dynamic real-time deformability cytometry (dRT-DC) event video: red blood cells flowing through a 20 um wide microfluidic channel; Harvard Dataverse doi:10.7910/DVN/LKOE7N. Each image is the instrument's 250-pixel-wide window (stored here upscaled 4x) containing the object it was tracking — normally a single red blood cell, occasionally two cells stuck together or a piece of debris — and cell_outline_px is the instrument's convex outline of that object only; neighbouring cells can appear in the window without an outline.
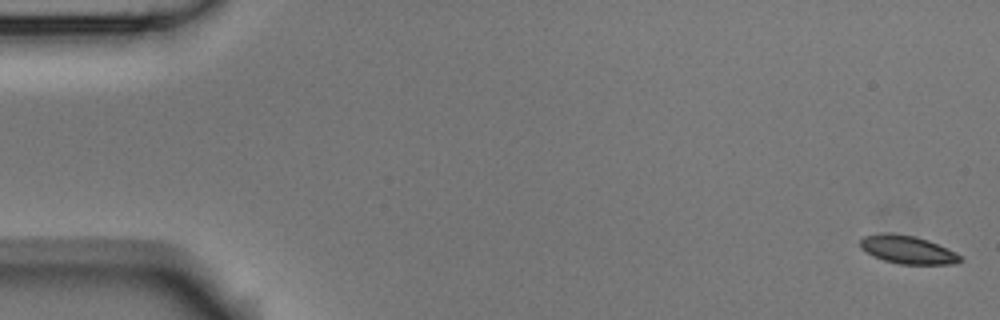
{"species": "Egyptian fruit bat (a non-hibernating species)", "species_latin": "Rousettus aegyptiacus", "temperature_condition": "room temperature", "stored_images_in_passage": 6, "camera_frame_rate_fps": 3000, "um_per_image_px": 0.085, "animal": {"sex": "male"}, "frame": {"image": 1, "passage_image": 1, "time_ms": 0.0, "image_size_px": [1000, 320], "cell_outline_px": [[964, 260], [956, 264], [900, 264], [884, 260], [872, 256], [860, 248], [860, 240], [864, 236], [880, 232], [892, 232], [916, 236], [928, 240], [956, 252]], "centroid_in_image_um": [77.13, 21.21], "position_along_channel_um": 7.9, "area_um2": 16.65}}